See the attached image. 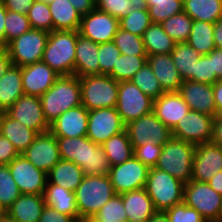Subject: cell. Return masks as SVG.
Returning <instances> with one entry per match:
<instances>
[{
    "label": "cell",
    "instance_id": "6da1fadb",
    "mask_svg": "<svg viewBox=\"0 0 222 222\" xmlns=\"http://www.w3.org/2000/svg\"><path fill=\"white\" fill-rule=\"evenodd\" d=\"M56 138L61 159L75 163L84 175H109L111 165L101 145L87 136Z\"/></svg>",
    "mask_w": 222,
    "mask_h": 222
},
{
    "label": "cell",
    "instance_id": "7a4b0ae2",
    "mask_svg": "<svg viewBox=\"0 0 222 222\" xmlns=\"http://www.w3.org/2000/svg\"><path fill=\"white\" fill-rule=\"evenodd\" d=\"M40 100L44 117L50 125L62 113L82 105L79 77L59 76L54 85L40 96Z\"/></svg>",
    "mask_w": 222,
    "mask_h": 222
},
{
    "label": "cell",
    "instance_id": "3957f363",
    "mask_svg": "<svg viewBox=\"0 0 222 222\" xmlns=\"http://www.w3.org/2000/svg\"><path fill=\"white\" fill-rule=\"evenodd\" d=\"M79 222L90 220L115 195L109 175H84L75 190Z\"/></svg>",
    "mask_w": 222,
    "mask_h": 222
},
{
    "label": "cell",
    "instance_id": "277c9868",
    "mask_svg": "<svg viewBox=\"0 0 222 222\" xmlns=\"http://www.w3.org/2000/svg\"><path fill=\"white\" fill-rule=\"evenodd\" d=\"M77 31L53 30L49 33L42 62L59 76L74 75Z\"/></svg>",
    "mask_w": 222,
    "mask_h": 222
},
{
    "label": "cell",
    "instance_id": "5b68a950",
    "mask_svg": "<svg viewBox=\"0 0 222 222\" xmlns=\"http://www.w3.org/2000/svg\"><path fill=\"white\" fill-rule=\"evenodd\" d=\"M196 145L171 137L164 145L154 168L167 172L184 184L192 180Z\"/></svg>",
    "mask_w": 222,
    "mask_h": 222
},
{
    "label": "cell",
    "instance_id": "8992f818",
    "mask_svg": "<svg viewBox=\"0 0 222 222\" xmlns=\"http://www.w3.org/2000/svg\"><path fill=\"white\" fill-rule=\"evenodd\" d=\"M184 183L157 168H150L145 190L152 199L156 211L170 209L183 202Z\"/></svg>",
    "mask_w": 222,
    "mask_h": 222
},
{
    "label": "cell",
    "instance_id": "52a82bcc",
    "mask_svg": "<svg viewBox=\"0 0 222 222\" xmlns=\"http://www.w3.org/2000/svg\"><path fill=\"white\" fill-rule=\"evenodd\" d=\"M82 105L88 110L116 107L119 82L108 75L79 77Z\"/></svg>",
    "mask_w": 222,
    "mask_h": 222
},
{
    "label": "cell",
    "instance_id": "ba28073f",
    "mask_svg": "<svg viewBox=\"0 0 222 222\" xmlns=\"http://www.w3.org/2000/svg\"><path fill=\"white\" fill-rule=\"evenodd\" d=\"M183 202L197 210L207 222H217L222 208V195L207 182L191 180L184 184Z\"/></svg>",
    "mask_w": 222,
    "mask_h": 222
},
{
    "label": "cell",
    "instance_id": "9c48e42d",
    "mask_svg": "<svg viewBox=\"0 0 222 222\" xmlns=\"http://www.w3.org/2000/svg\"><path fill=\"white\" fill-rule=\"evenodd\" d=\"M49 32L31 29L8 43V54L12 65L23 67L40 62Z\"/></svg>",
    "mask_w": 222,
    "mask_h": 222
},
{
    "label": "cell",
    "instance_id": "30bf717a",
    "mask_svg": "<svg viewBox=\"0 0 222 222\" xmlns=\"http://www.w3.org/2000/svg\"><path fill=\"white\" fill-rule=\"evenodd\" d=\"M153 101L131 81L119 82L116 109L125 125L152 112Z\"/></svg>",
    "mask_w": 222,
    "mask_h": 222
},
{
    "label": "cell",
    "instance_id": "8fae6325",
    "mask_svg": "<svg viewBox=\"0 0 222 222\" xmlns=\"http://www.w3.org/2000/svg\"><path fill=\"white\" fill-rule=\"evenodd\" d=\"M132 147L141 146L148 141L163 146L171 137V130L163 124L152 111L125 127Z\"/></svg>",
    "mask_w": 222,
    "mask_h": 222
},
{
    "label": "cell",
    "instance_id": "7c38bea8",
    "mask_svg": "<svg viewBox=\"0 0 222 222\" xmlns=\"http://www.w3.org/2000/svg\"><path fill=\"white\" fill-rule=\"evenodd\" d=\"M149 169L134 155L125 162L112 166L109 177L115 194L145 188Z\"/></svg>",
    "mask_w": 222,
    "mask_h": 222
},
{
    "label": "cell",
    "instance_id": "4fadbf2b",
    "mask_svg": "<svg viewBox=\"0 0 222 222\" xmlns=\"http://www.w3.org/2000/svg\"><path fill=\"white\" fill-rule=\"evenodd\" d=\"M215 116L189 110L171 130L173 138L194 145L211 142L212 122Z\"/></svg>",
    "mask_w": 222,
    "mask_h": 222
},
{
    "label": "cell",
    "instance_id": "5bb4252c",
    "mask_svg": "<svg viewBox=\"0 0 222 222\" xmlns=\"http://www.w3.org/2000/svg\"><path fill=\"white\" fill-rule=\"evenodd\" d=\"M125 127L116 107L88 111L87 137L96 144L125 131Z\"/></svg>",
    "mask_w": 222,
    "mask_h": 222
},
{
    "label": "cell",
    "instance_id": "9a60e30c",
    "mask_svg": "<svg viewBox=\"0 0 222 222\" xmlns=\"http://www.w3.org/2000/svg\"><path fill=\"white\" fill-rule=\"evenodd\" d=\"M8 167L22 194L44 195L47 173L37 169L21 154L14 158Z\"/></svg>",
    "mask_w": 222,
    "mask_h": 222
},
{
    "label": "cell",
    "instance_id": "2e32d148",
    "mask_svg": "<svg viewBox=\"0 0 222 222\" xmlns=\"http://www.w3.org/2000/svg\"><path fill=\"white\" fill-rule=\"evenodd\" d=\"M119 28V20L110 14L94 8L83 15L80 21L79 34L95 43L111 42Z\"/></svg>",
    "mask_w": 222,
    "mask_h": 222
},
{
    "label": "cell",
    "instance_id": "e0dca14e",
    "mask_svg": "<svg viewBox=\"0 0 222 222\" xmlns=\"http://www.w3.org/2000/svg\"><path fill=\"white\" fill-rule=\"evenodd\" d=\"M11 118L35 130L38 134L48 132L50 125L46 121L39 96L23 94L7 111Z\"/></svg>",
    "mask_w": 222,
    "mask_h": 222
},
{
    "label": "cell",
    "instance_id": "ac0fdd59",
    "mask_svg": "<svg viewBox=\"0 0 222 222\" xmlns=\"http://www.w3.org/2000/svg\"><path fill=\"white\" fill-rule=\"evenodd\" d=\"M21 155L45 173L61 160L57 138L50 131L38 134Z\"/></svg>",
    "mask_w": 222,
    "mask_h": 222
},
{
    "label": "cell",
    "instance_id": "d6986e66",
    "mask_svg": "<svg viewBox=\"0 0 222 222\" xmlns=\"http://www.w3.org/2000/svg\"><path fill=\"white\" fill-rule=\"evenodd\" d=\"M222 170V147L212 142L196 145L192 180L208 182Z\"/></svg>",
    "mask_w": 222,
    "mask_h": 222
},
{
    "label": "cell",
    "instance_id": "ffe728a7",
    "mask_svg": "<svg viewBox=\"0 0 222 222\" xmlns=\"http://www.w3.org/2000/svg\"><path fill=\"white\" fill-rule=\"evenodd\" d=\"M21 73L24 94L39 97L46 93L59 77L42 61L21 67Z\"/></svg>",
    "mask_w": 222,
    "mask_h": 222
},
{
    "label": "cell",
    "instance_id": "44dd1931",
    "mask_svg": "<svg viewBox=\"0 0 222 222\" xmlns=\"http://www.w3.org/2000/svg\"><path fill=\"white\" fill-rule=\"evenodd\" d=\"M178 92L190 110L216 116L213 85L183 80Z\"/></svg>",
    "mask_w": 222,
    "mask_h": 222
},
{
    "label": "cell",
    "instance_id": "7402d4cb",
    "mask_svg": "<svg viewBox=\"0 0 222 222\" xmlns=\"http://www.w3.org/2000/svg\"><path fill=\"white\" fill-rule=\"evenodd\" d=\"M88 110L79 105L62 113L50 124L49 131L55 137L87 136Z\"/></svg>",
    "mask_w": 222,
    "mask_h": 222
},
{
    "label": "cell",
    "instance_id": "603a6c76",
    "mask_svg": "<svg viewBox=\"0 0 222 222\" xmlns=\"http://www.w3.org/2000/svg\"><path fill=\"white\" fill-rule=\"evenodd\" d=\"M187 103L177 92H165L153 101V112L170 130L189 112Z\"/></svg>",
    "mask_w": 222,
    "mask_h": 222
},
{
    "label": "cell",
    "instance_id": "cb8c5ba5",
    "mask_svg": "<svg viewBox=\"0 0 222 222\" xmlns=\"http://www.w3.org/2000/svg\"><path fill=\"white\" fill-rule=\"evenodd\" d=\"M147 63L164 92H177L180 89L183 79L175 67L171 54H156L147 56Z\"/></svg>",
    "mask_w": 222,
    "mask_h": 222
},
{
    "label": "cell",
    "instance_id": "d4e9b609",
    "mask_svg": "<svg viewBox=\"0 0 222 222\" xmlns=\"http://www.w3.org/2000/svg\"><path fill=\"white\" fill-rule=\"evenodd\" d=\"M98 50L99 43L82 36L77 31L75 76L99 75Z\"/></svg>",
    "mask_w": 222,
    "mask_h": 222
},
{
    "label": "cell",
    "instance_id": "484cf974",
    "mask_svg": "<svg viewBox=\"0 0 222 222\" xmlns=\"http://www.w3.org/2000/svg\"><path fill=\"white\" fill-rule=\"evenodd\" d=\"M128 221L146 222L155 212L152 199L145 188L120 194Z\"/></svg>",
    "mask_w": 222,
    "mask_h": 222
},
{
    "label": "cell",
    "instance_id": "4316f807",
    "mask_svg": "<svg viewBox=\"0 0 222 222\" xmlns=\"http://www.w3.org/2000/svg\"><path fill=\"white\" fill-rule=\"evenodd\" d=\"M0 134L6 137L22 154L34 141L38 133L11 118L6 112H0Z\"/></svg>",
    "mask_w": 222,
    "mask_h": 222
},
{
    "label": "cell",
    "instance_id": "83f0119b",
    "mask_svg": "<svg viewBox=\"0 0 222 222\" xmlns=\"http://www.w3.org/2000/svg\"><path fill=\"white\" fill-rule=\"evenodd\" d=\"M44 207L43 195L21 194L6 212L15 222H39Z\"/></svg>",
    "mask_w": 222,
    "mask_h": 222
},
{
    "label": "cell",
    "instance_id": "f1b7e54d",
    "mask_svg": "<svg viewBox=\"0 0 222 222\" xmlns=\"http://www.w3.org/2000/svg\"><path fill=\"white\" fill-rule=\"evenodd\" d=\"M23 94L21 67L11 65L0 77V112L7 111Z\"/></svg>",
    "mask_w": 222,
    "mask_h": 222
},
{
    "label": "cell",
    "instance_id": "f546056e",
    "mask_svg": "<svg viewBox=\"0 0 222 222\" xmlns=\"http://www.w3.org/2000/svg\"><path fill=\"white\" fill-rule=\"evenodd\" d=\"M43 196L45 205L52 207L62 214L70 215L79 222L75 192L56 184L46 183Z\"/></svg>",
    "mask_w": 222,
    "mask_h": 222
},
{
    "label": "cell",
    "instance_id": "4dcf8cb0",
    "mask_svg": "<svg viewBox=\"0 0 222 222\" xmlns=\"http://www.w3.org/2000/svg\"><path fill=\"white\" fill-rule=\"evenodd\" d=\"M84 177L83 170L72 161L61 159L48 173L47 183L75 192Z\"/></svg>",
    "mask_w": 222,
    "mask_h": 222
},
{
    "label": "cell",
    "instance_id": "1f68e13d",
    "mask_svg": "<svg viewBox=\"0 0 222 222\" xmlns=\"http://www.w3.org/2000/svg\"><path fill=\"white\" fill-rule=\"evenodd\" d=\"M183 11L193 21L214 24L222 19V0H183Z\"/></svg>",
    "mask_w": 222,
    "mask_h": 222
},
{
    "label": "cell",
    "instance_id": "d6a6232c",
    "mask_svg": "<svg viewBox=\"0 0 222 222\" xmlns=\"http://www.w3.org/2000/svg\"><path fill=\"white\" fill-rule=\"evenodd\" d=\"M53 19V30L78 31L82 16L67 0H54L49 4Z\"/></svg>",
    "mask_w": 222,
    "mask_h": 222
},
{
    "label": "cell",
    "instance_id": "836d02e7",
    "mask_svg": "<svg viewBox=\"0 0 222 222\" xmlns=\"http://www.w3.org/2000/svg\"><path fill=\"white\" fill-rule=\"evenodd\" d=\"M147 56L171 54L176 42L163 30L161 24L152 23L142 35Z\"/></svg>",
    "mask_w": 222,
    "mask_h": 222
},
{
    "label": "cell",
    "instance_id": "e575fe53",
    "mask_svg": "<svg viewBox=\"0 0 222 222\" xmlns=\"http://www.w3.org/2000/svg\"><path fill=\"white\" fill-rule=\"evenodd\" d=\"M171 56L182 79L194 81L196 63L201 54L187 42H182L175 44Z\"/></svg>",
    "mask_w": 222,
    "mask_h": 222
},
{
    "label": "cell",
    "instance_id": "d590c367",
    "mask_svg": "<svg viewBox=\"0 0 222 222\" xmlns=\"http://www.w3.org/2000/svg\"><path fill=\"white\" fill-rule=\"evenodd\" d=\"M101 146L106 153L111 167L121 164L133 156L134 149L126 130L110 137Z\"/></svg>",
    "mask_w": 222,
    "mask_h": 222
},
{
    "label": "cell",
    "instance_id": "8d00e7d4",
    "mask_svg": "<svg viewBox=\"0 0 222 222\" xmlns=\"http://www.w3.org/2000/svg\"><path fill=\"white\" fill-rule=\"evenodd\" d=\"M213 32L214 24L205 21H193L187 43L201 55H207L216 48Z\"/></svg>",
    "mask_w": 222,
    "mask_h": 222
},
{
    "label": "cell",
    "instance_id": "74e56055",
    "mask_svg": "<svg viewBox=\"0 0 222 222\" xmlns=\"http://www.w3.org/2000/svg\"><path fill=\"white\" fill-rule=\"evenodd\" d=\"M193 20L184 12L175 14L161 23L163 30L176 42H187Z\"/></svg>",
    "mask_w": 222,
    "mask_h": 222
},
{
    "label": "cell",
    "instance_id": "f35d334b",
    "mask_svg": "<svg viewBox=\"0 0 222 222\" xmlns=\"http://www.w3.org/2000/svg\"><path fill=\"white\" fill-rule=\"evenodd\" d=\"M147 62V56H129L121 54L116 62V66L108 76L118 82L130 81L137 71Z\"/></svg>",
    "mask_w": 222,
    "mask_h": 222
},
{
    "label": "cell",
    "instance_id": "ab89813d",
    "mask_svg": "<svg viewBox=\"0 0 222 222\" xmlns=\"http://www.w3.org/2000/svg\"><path fill=\"white\" fill-rule=\"evenodd\" d=\"M130 81L153 100L165 93L147 62L135 73Z\"/></svg>",
    "mask_w": 222,
    "mask_h": 222
},
{
    "label": "cell",
    "instance_id": "60d3db41",
    "mask_svg": "<svg viewBox=\"0 0 222 222\" xmlns=\"http://www.w3.org/2000/svg\"><path fill=\"white\" fill-rule=\"evenodd\" d=\"M113 42L120 50L121 54L129 56H147L142 37L132 34L120 27L117 29Z\"/></svg>",
    "mask_w": 222,
    "mask_h": 222
},
{
    "label": "cell",
    "instance_id": "b9f144b4",
    "mask_svg": "<svg viewBox=\"0 0 222 222\" xmlns=\"http://www.w3.org/2000/svg\"><path fill=\"white\" fill-rule=\"evenodd\" d=\"M90 220L92 222H127L122 196L113 195Z\"/></svg>",
    "mask_w": 222,
    "mask_h": 222
},
{
    "label": "cell",
    "instance_id": "7bdbcfd3",
    "mask_svg": "<svg viewBox=\"0 0 222 222\" xmlns=\"http://www.w3.org/2000/svg\"><path fill=\"white\" fill-rule=\"evenodd\" d=\"M8 165H0V207L6 211L21 195Z\"/></svg>",
    "mask_w": 222,
    "mask_h": 222
},
{
    "label": "cell",
    "instance_id": "ee69618b",
    "mask_svg": "<svg viewBox=\"0 0 222 222\" xmlns=\"http://www.w3.org/2000/svg\"><path fill=\"white\" fill-rule=\"evenodd\" d=\"M146 2L152 23L161 24L169 17L183 11V0Z\"/></svg>",
    "mask_w": 222,
    "mask_h": 222
},
{
    "label": "cell",
    "instance_id": "f6af8a7d",
    "mask_svg": "<svg viewBox=\"0 0 222 222\" xmlns=\"http://www.w3.org/2000/svg\"><path fill=\"white\" fill-rule=\"evenodd\" d=\"M27 17L32 29L44 30L49 33L53 31V19L49 4L35 0L27 12Z\"/></svg>",
    "mask_w": 222,
    "mask_h": 222
},
{
    "label": "cell",
    "instance_id": "bcb514c9",
    "mask_svg": "<svg viewBox=\"0 0 222 222\" xmlns=\"http://www.w3.org/2000/svg\"><path fill=\"white\" fill-rule=\"evenodd\" d=\"M152 24L148 10L132 11L119 20V27L138 36L143 35Z\"/></svg>",
    "mask_w": 222,
    "mask_h": 222
},
{
    "label": "cell",
    "instance_id": "7dc6e473",
    "mask_svg": "<svg viewBox=\"0 0 222 222\" xmlns=\"http://www.w3.org/2000/svg\"><path fill=\"white\" fill-rule=\"evenodd\" d=\"M31 29L27 14L7 10L5 21V40L7 43Z\"/></svg>",
    "mask_w": 222,
    "mask_h": 222
},
{
    "label": "cell",
    "instance_id": "c3c4849f",
    "mask_svg": "<svg viewBox=\"0 0 222 222\" xmlns=\"http://www.w3.org/2000/svg\"><path fill=\"white\" fill-rule=\"evenodd\" d=\"M120 55L121 52L113 41L100 43L98 50L99 75H108L116 66Z\"/></svg>",
    "mask_w": 222,
    "mask_h": 222
},
{
    "label": "cell",
    "instance_id": "681fc988",
    "mask_svg": "<svg viewBox=\"0 0 222 222\" xmlns=\"http://www.w3.org/2000/svg\"><path fill=\"white\" fill-rule=\"evenodd\" d=\"M131 0H95V8L120 20L133 11Z\"/></svg>",
    "mask_w": 222,
    "mask_h": 222
},
{
    "label": "cell",
    "instance_id": "f907efd6",
    "mask_svg": "<svg viewBox=\"0 0 222 222\" xmlns=\"http://www.w3.org/2000/svg\"><path fill=\"white\" fill-rule=\"evenodd\" d=\"M165 212L170 222H207L197 210L188 207L184 202L174 205Z\"/></svg>",
    "mask_w": 222,
    "mask_h": 222
},
{
    "label": "cell",
    "instance_id": "816d5d0a",
    "mask_svg": "<svg viewBox=\"0 0 222 222\" xmlns=\"http://www.w3.org/2000/svg\"><path fill=\"white\" fill-rule=\"evenodd\" d=\"M133 155L149 168L155 167L163 146L148 141L146 144L133 148Z\"/></svg>",
    "mask_w": 222,
    "mask_h": 222
},
{
    "label": "cell",
    "instance_id": "f5cc1de1",
    "mask_svg": "<svg viewBox=\"0 0 222 222\" xmlns=\"http://www.w3.org/2000/svg\"><path fill=\"white\" fill-rule=\"evenodd\" d=\"M219 79L213 71L212 58L207 55H201L196 63L194 82L206 83L213 85Z\"/></svg>",
    "mask_w": 222,
    "mask_h": 222
},
{
    "label": "cell",
    "instance_id": "db71d44e",
    "mask_svg": "<svg viewBox=\"0 0 222 222\" xmlns=\"http://www.w3.org/2000/svg\"><path fill=\"white\" fill-rule=\"evenodd\" d=\"M18 155L14 145L0 134V165H8Z\"/></svg>",
    "mask_w": 222,
    "mask_h": 222
},
{
    "label": "cell",
    "instance_id": "11a10c76",
    "mask_svg": "<svg viewBox=\"0 0 222 222\" xmlns=\"http://www.w3.org/2000/svg\"><path fill=\"white\" fill-rule=\"evenodd\" d=\"M39 222H78L74 217L65 215L45 205Z\"/></svg>",
    "mask_w": 222,
    "mask_h": 222
},
{
    "label": "cell",
    "instance_id": "9f6ffc18",
    "mask_svg": "<svg viewBox=\"0 0 222 222\" xmlns=\"http://www.w3.org/2000/svg\"><path fill=\"white\" fill-rule=\"evenodd\" d=\"M8 11L27 14L35 0H1Z\"/></svg>",
    "mask_w": 222,
    "mask_h": 222
},
{
    "label": "cell",
    "instance_id": "6f0895ef",
    "mask_svg": "<svg viewBox=\"0 0 222 222\" xmlns=\"http://www.w3.org/2000/svg\"><path fill=\"white\" fill-rule=\"evenodd\" d=\"M211 142L222 147V114H217L212 122Z\"/></svg>",
    "mask_w": 222,
    "mask_h": 222
},
{
    "label": "cell",
    "instance_id": "680465c9",
    "mask_svg": "<svg viewBox=\"0 0 222 222\" xmlns=\"http://www.w3.org/2000/svg\"><path fill=\"white\" fill-rule=\"evenodd\" d=\"M212 58L213 71L216 77L222 79V48H215L208 54Z\"/></svg>",
    "mask_w": 222,
    "mask_h": 222
},
{
    "label": "cell",
    "instance_id": "91938a15",
    "mask_svg": "<svg viewBox=\"0 0 222 222\" xmlns=\"http://www.w3.org/2000/svg\"><path fill=\"white\" fill-rule=\"evenodd\" d=\"M81 16L88 14L95 8V0H67Z\"/></svg>",
    "mask_w": 222,
    "mask_h": 222
},
{
    "label": "cell",
    "instance_id": "94428289",
    "mask_svg": "<svg viewBox=\"0 0 222 222\" xmlns=\"http://www.w3.org/2000/svg\"><path fill=\"white\" fill-rule=\"evenodd\" d=\"M216 115L222 114V79L213 84Z\"/></svg>",
    "mask_w": 222,
    "mask_h": 222
},
{
    "label": "cell",
    "instance_id": "6125c7cd",
    "mask_svg": "<svg viewBox=\"0 0 222 222\" xmlns=\"http://www.w3.org/2000/svg\"><path fill=\"white\" fill-rule=\"evenodd\" d=\"M213 39L216 48H222V19L214 23Z\"/></svg>",
    "mask_w": 222,
    "mask_h": 222
},
{
    "label": "cell",
    "instance_id": "be15d7a7",
    "mask_svg": "<svg viewBox=\"0 0 222 222\" xmlns=\"http://www.w3.org/2000/svg\"><path fill=\"white\" fill-rule=\"evenodd\" d=\"M207 183L217 193L222 195V170L213 176Z\"/></svg>",
    "mask_w": 222,
    "mask_h": 222
},
{
    "label": "cell",
    "instance_id": "e7e4bbea",
    "mask_svg": "<svg viewBox=\"0 0 222 222\" xmlns=\"http://www.w3.org/2000/svg\"><path fill=\"white\" fill-rule=\"evenodd\" d=\"M7 16V10L0 0V39L5 40V21Z\"/></svg>",
    "mask_w": 222,
    "mask_h": 222
},
{
    "label": "cell",
    "instance_id": "03108f58",
    "mask_svg": "<svg viewBox=\"0 0 222 222\" xmlns=\"http://www.w3.org/2000/svg\"><path fill=\"white\" fill-rule=\"evenodd\" d=\"M11 65L12 61L9 57V54L0 57V77H2L6 73Z\"/></svg>",
    "mask_w": 222,
    "mask_h": 222
},
{
    "label": "cell",
    "instance_id": "003e7915",
    "mask_svg": "<svg viewBox=\"0 0 222 222\" xmlns=\"http://www.w3.org/2000/svg\"><path fill=\"white\" fill-rule=\"evenodd\" d=\"M147 222H170L166 212L156 211Z\"/></svg>",
    "mask_w": 222,
    "mask_h": 222
},
{
    "label": "cell",
    "instance_id": "a7ac6f4b",
    "mask_svg": "<svg viewBox=\"0 0 222 222\" xmlns=\"http://www.w3.org/2000/svg\"><path fill=\"white\" fill-rule=\"evenodd\" d=\"M133 11L148 10L146 0H131Z\"/></svg>",
    "mask_w": 222,
    "mask_h": 222
},
{
    "label": "cell",
    "instance_id": "89a4df30",
    "mask_svg": "<svg viewBox=\"0 0 222 222\" xmlns=\"http://www.w3.org/2000/svg\"><path fill=\"white\" fill-rule=\"evenodd\" d=\"M8 54V43L6 40L0 39V57Z\"/></svg>",
    "mask_w": 222,
    "mask_h": 222
},
{
    "label": "cell",
    "instance_id": "2644e50d",
    "mask_svg": "<svg viewBox=\"0 0 222 222\" xmlns=\"http://www.w3.org/2000/svg\"><path fill=\"white\" fill-rule=\"evenodd\" d=\"M0 222H15V221L6 211H4L2 214H0Z\"/></svg>",
    "mask_w": 222,
    "mask_h": 222
},
{
    "label": "cell",
    "instance_id": "8c879c8a",
    "mask_svg": "<svg viewBox=\"0 0 222 222\" xmlns=\"http://www.w3.org/2000/svg\"><path fill=\"white\" fill-rule=\"evenodd\" d=\"M37 1L43 2V3H46V4H50L54 0H37Z\"/></svg>",
    "mask_w": 222,
    "mask_h": 222
},
{
    "label": "cell",
    "instance_id": "753ad0ef",
    "mask_svg": "<svg viewBox=\"0 0 222 222\" xmlns=\"http://www.w3.org/2000/svg\"><path fill=\"white\" fill-rule=\"evenodd\" d=\"M217 222H222V208H221V213H220V216H219Z\"/></svg>",
    "mask_w": 222,
    "mask_h": 222
},
{
    "label": "cell",
    "instance_id": "34e18365",
    "mask_svg": "<svg viewBox=\"0 0 222 222\" xmlns=\"http://www.w3.org/2000/svg\"><path fill=\"white\" fill-rule=\"evenodd\" d=\"M146 1H173V0H146Z\"/></svg>",
    "mask_w": 222,
    "mask_h": 222
},
{
    "label": "cell",
    "instance_id": "11e5206c",
    "mask_svg": "<svg viewBox=\"0 0 222 222\" xmlns=\"http://www.w3.org/2000/svg\"><path fill=\"white\" fill-rule=\"evenodd\" d=\"M4 211L2 210V208L0 207V214H2Z\"/></svg>",
    "mask_w": 222,
    "mask_h": 222
}]
</instances>
